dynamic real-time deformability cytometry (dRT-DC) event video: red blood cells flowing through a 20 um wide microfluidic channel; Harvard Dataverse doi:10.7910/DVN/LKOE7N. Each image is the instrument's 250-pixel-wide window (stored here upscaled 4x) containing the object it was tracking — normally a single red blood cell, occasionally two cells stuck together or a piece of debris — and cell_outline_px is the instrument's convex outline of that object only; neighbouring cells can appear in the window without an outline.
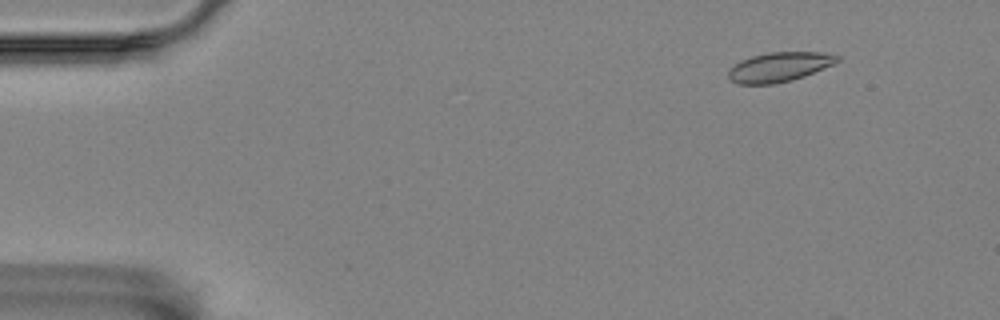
{"species": "Egyptian fruit bat (a non-hibernating species)", "species_latin": "Rousettus aegyptiacus", "temperature_condition": "room temperature", "stored_images_in_passage": 5, "camera_frame_rate_fps": 3000, "um_per_image_px": 0.085, "animal": {"sex": "female"}, "frame": {"image": 1, "passage_image": 2, "time_ms": 0.333, "image_size_px": [1000, 320], "cell_outline_px": [[840, 60], [832, 64], [804, 76], [792, 80], [772, 84], [736, 84], [728, 76], [728, 68], [740, 60], [752, 56], [768, 52], [824, 52], [840, 56]], "centroid_in_image_um": [66.2, 5.68], "position_along_channel_um": 18.8, "area_um2": 18.73}}